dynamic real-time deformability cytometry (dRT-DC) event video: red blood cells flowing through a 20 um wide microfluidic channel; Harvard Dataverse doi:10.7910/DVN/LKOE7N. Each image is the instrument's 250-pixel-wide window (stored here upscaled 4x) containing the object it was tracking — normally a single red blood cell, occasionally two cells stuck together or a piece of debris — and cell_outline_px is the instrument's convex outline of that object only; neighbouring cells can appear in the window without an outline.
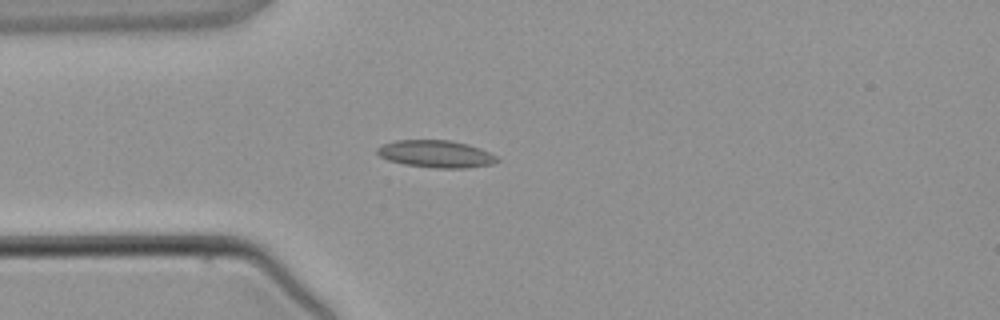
{"species": "common noctule bat (a hibernating species)", "species_latin": "Nyctalus noctula", "temperature_condition": "warm", "stored_images_in_passage": 4, "camera_frame_rate_fps": 3000, "um_per_image_px": 0.085, "animal": {"sex": "male", "body_mass_g": 21.5, "forearm_length_mm": 52.0}, "frame": {"image": 1, "passage_image": 4, "time_ms": 3.333, "image_size_px": [1000, 320], "cell_outline_px": [[500, 160], [492, 164], [468, 168], [436, 168], [404, 164], [388, 160], [380, 156], [376, 152], [376, 148], [384, 144], [396, 140], [448, 140], [468, 144], [480, 148], [496, 156]], "centroid_in_image_um": [37.06, 13.09], "position_along_channel_um": 47.9, "area_um2": 19.02}}